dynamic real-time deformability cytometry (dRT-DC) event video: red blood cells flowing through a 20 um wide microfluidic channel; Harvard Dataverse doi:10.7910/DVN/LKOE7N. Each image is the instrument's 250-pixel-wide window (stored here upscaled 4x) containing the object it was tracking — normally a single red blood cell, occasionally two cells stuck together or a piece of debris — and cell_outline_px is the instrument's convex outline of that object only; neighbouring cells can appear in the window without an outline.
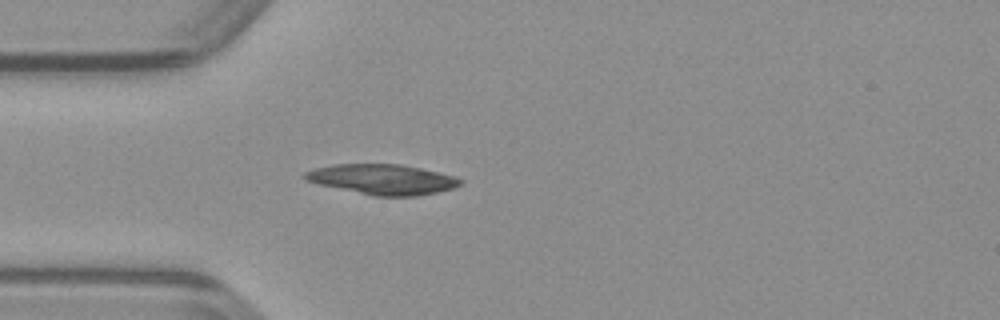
{"species": "common noctule bat (a hibernating species)", "species_latin": "Nyctalus noctula", "temperature_condition": "warm", "stored_images_in_passage": 36, "camera_frame_rate_fps": 3000, "um_per_image_px": 0.085, "animal": {"sex": "male", "body_mass_g": 23.1, "forearm_length_mm": 52.7}, "frame": {"image": 1, "passage_image": 1, "time_ms": 0.0, "image_size_px": [1000, 320], "cell_outline_px": [[464, 184], [456, 188], [416, 196], [372, 196], [320, 184], [308, 180], [300, 176], [304, 172], [316, 168], [332, 164], [400, 164], [420, 168], [456, 176], [464, 180]], "centroid_in_image_um": [32.56, 15.24], "position_along_channel_um": 52.4, "area_um2": 27.46}}
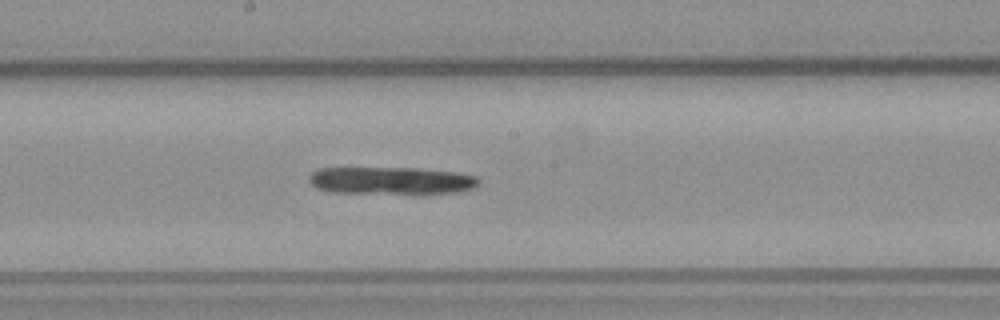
{"frame": {"image": 2, "passage_image": 13, "time_ms": 4.0, "image_size_px": [1000, 320], "cell_outline_px": [[480, 184], [476, 188], [456, 192], [424, 196], [416, 196], [332, 192], [316, 188], [308, 180], [308, 176], [316, 168], [420, 168], [456, 172], [476, 176], [480, 180]], "centroid_in_image_um": [33.32, 15.4], "position_along_channel_um": 214.9, "area_um2": 28.67}}
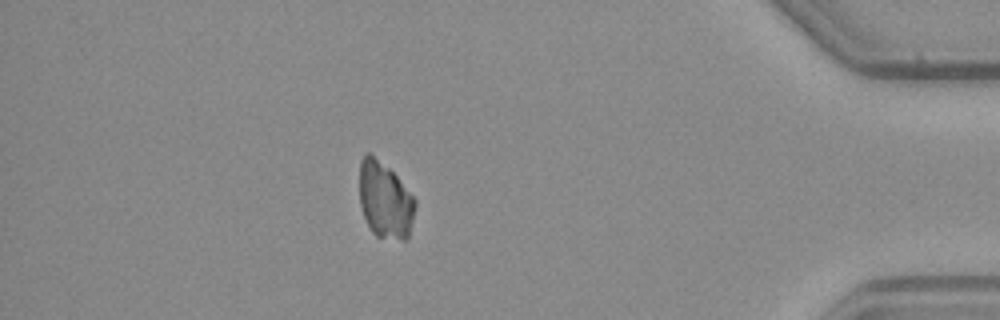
{"frame": {"image": 3, "passage_image": 30, "time_ms": 9.667, "image_size_px": [1000, 320], "cell_outline_px": [[416, 208], [408, 240], [400, 240], [376, 236], [372, 232], [364, 216], [360, 204], [360, 160], [364, 152], [368, 152], [388, 168], [396, 176], [416, 200]], "centroid_in_image_um": [32.73, 17.04], "position_along_channel_um": 402.5, "area_um2": 24.74}}